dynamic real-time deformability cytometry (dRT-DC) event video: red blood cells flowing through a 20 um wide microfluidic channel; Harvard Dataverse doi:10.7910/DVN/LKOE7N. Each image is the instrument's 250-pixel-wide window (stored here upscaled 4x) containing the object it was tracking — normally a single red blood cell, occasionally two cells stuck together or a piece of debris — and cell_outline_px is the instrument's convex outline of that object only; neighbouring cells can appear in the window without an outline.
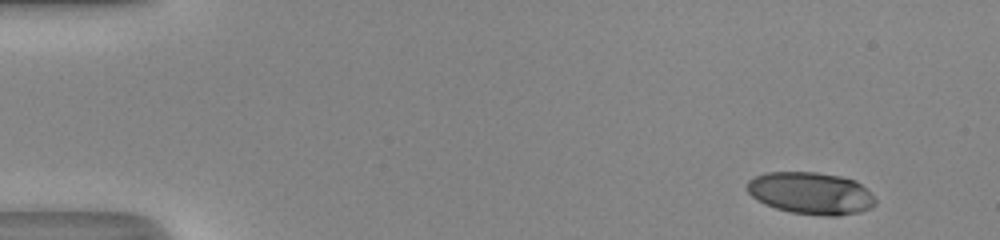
{"species": "human", "species_latin": "Homo sapiens", "temperature_condition": "room temperature", "stored_images_in_passage": 47, "camera_frame_rate_fps": 3000, "um_per_image_px": 0.085, "donor": {"sex": "male"}, "frame": {"image": 1, "passage_image": 1, "time_ms": 0.0, "image_size_px": [1000, 240], "cell_outline_px": [[876, 204], [872, 208], [860, 212], [836, 216], [824, 216], [792, 212], [776, 208], [764, 204], [756, 200], [748, 192], [748, 180], [764, 172], [816, 172], [840, 176], [856, 180], [876, 200]], "centroid_in_image_um": [68.92, 16.42], "position_along_channel_um": 16.1, "area_um2": 31.44}}
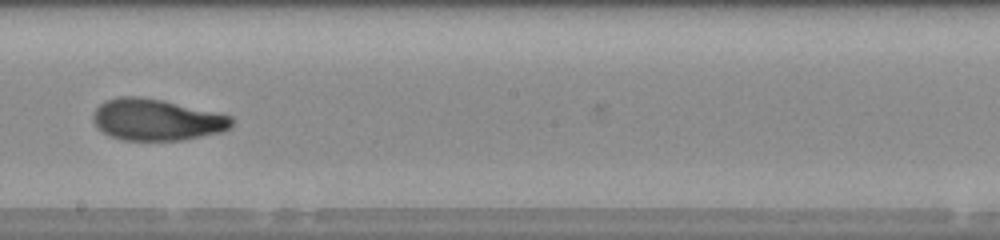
{"frame": {"image": 2, "passage_image": 26, "time_ms": 8.333, "image_size_px": [1000, 240], "cell_outline_px": [[232, 128], [224, 132], [184, 140], [120, 140], [108, 136], [96, 128], [92, 120], [92, 116], [96, 108], [104, 100], [116, 96], [140, 96], [164, 100], [216, 112], [232, 116]], "centroid_in_image_um": [13.29, 10.18], "position_along_channel_um": 234.9, "area_um2": 34.16}}
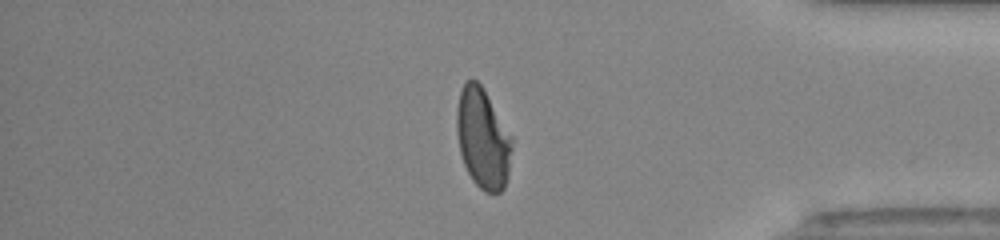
{"frame": {"image": 3, "passage_image": 39, "time_ms": 12.667, "image_size_px": [1000, 240], "cell_outline_px": [[512, 148], [508, 176], [504, 188], [500, 192], [484, 192], [472, 180], [464, 164], [460, 152], [456, 132], [456, 112], [460, 92], [464, 84], [468, 80], [476, 80], [480, 84], [512, 136]], "centroid_in_image_um": [41.04, 11.8], "position_along_channel_um": 394.2, "area_um2": 32.08}, "authors_computed_cell_mechanics": {"area_um2": 32.5992, "velocity_mm_per_s": 4.2234, "shape_relaxation_time_tau1_ms": 5.3952, "shape_relaxation_time_tau2_ms": 1.1296, "deformation_change_tau1": 0.2353, "deformation_change_tau2": 0.0705}}